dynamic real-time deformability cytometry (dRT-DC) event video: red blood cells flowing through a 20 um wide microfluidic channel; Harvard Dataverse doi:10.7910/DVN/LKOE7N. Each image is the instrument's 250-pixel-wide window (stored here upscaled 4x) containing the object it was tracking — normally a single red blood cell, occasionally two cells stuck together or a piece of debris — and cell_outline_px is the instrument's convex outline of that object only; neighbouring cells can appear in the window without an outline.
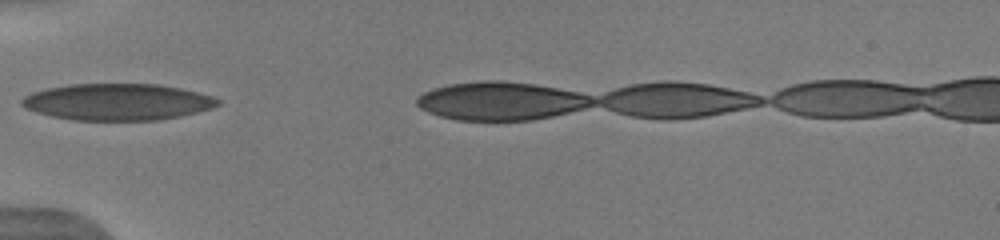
{"species": "human", "species_latin": "Homo sapiens", "temperature_condition": "warm", "stored_images_in_passage": 2, "camera_frame_rate_fps": 3000, "um_per_image_px": 0.085, "donor": {"sex": "male"}, "frame": {"image": 1, "passage_image": 1, "time_ms": 0.0, "image_size_px": [1000, 240], "cell_outline_px": [[220, 104], [212, 108], [196, 112], [156, 120], [72, 120], [52, 116], [36, 112], [20, 104], [20, 100], [24, 96], [32, 92], [48, 88], [72, 84], [156, 84], [180, 88], [212, 96], [220, 100]], "centroid_in_image_um": [9.96, 8.66], "position_along_channel_um": 75.0, "area_um2": 41.5}}